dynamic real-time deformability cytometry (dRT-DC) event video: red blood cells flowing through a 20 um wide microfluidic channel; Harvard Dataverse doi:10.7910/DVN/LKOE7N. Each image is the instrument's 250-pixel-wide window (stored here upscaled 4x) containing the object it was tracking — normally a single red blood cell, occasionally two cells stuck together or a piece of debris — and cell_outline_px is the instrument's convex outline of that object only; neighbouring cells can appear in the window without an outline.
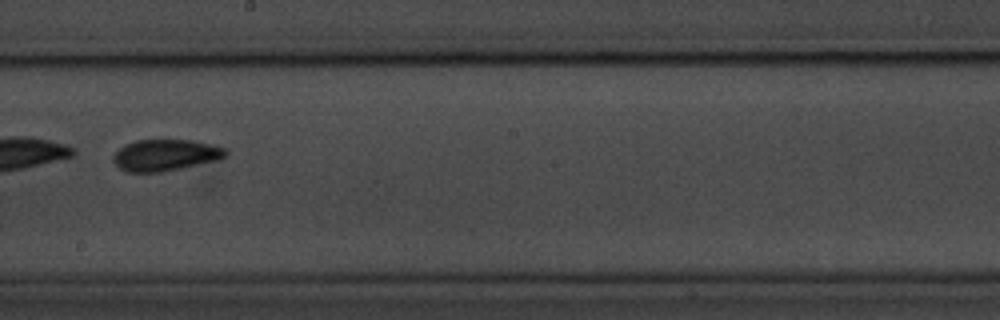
{"species": "common noctule bat (a hibernating species)", "species_latin": "Nyctalus noctula", "temperature_condition": "room temperature", "stored_images_in_passage": 43, "camera_frame_rate_fps": 3000, "um_per_image_px": 0.085, "animal": {"sex": "male", "body_mass_g": 20.1, "forearm_length_mm": 53.5}, "frame": {"image": 1, "passage_image": 19, "time_ms": 6.0, "image_size_px": [1000, 320], "cell_outline_px": [[228, 156], [220, 160], [160, 172], [128, 172], [120, 168], [112, 160], [112, 156], [124, 144], [136, 140], [192, 140], [212, 144], [228, 148]], "centroid_in_image_um": [14.11, 13.18], "position_along_channel_um": 234.1, "area_um2": 20.81}, "authors_computed_cell_mechanics": {"area_um2": 21.0392, "velocity_mm_per_s": 3.5553, "shape_relaxation_time_tau1_ms": 2.3886, "shape_relaxation_time_tau2_ms": 3.0689, "deformation_change_tau1": 0.0886, "deformation_change_tau2": 0.0942}}